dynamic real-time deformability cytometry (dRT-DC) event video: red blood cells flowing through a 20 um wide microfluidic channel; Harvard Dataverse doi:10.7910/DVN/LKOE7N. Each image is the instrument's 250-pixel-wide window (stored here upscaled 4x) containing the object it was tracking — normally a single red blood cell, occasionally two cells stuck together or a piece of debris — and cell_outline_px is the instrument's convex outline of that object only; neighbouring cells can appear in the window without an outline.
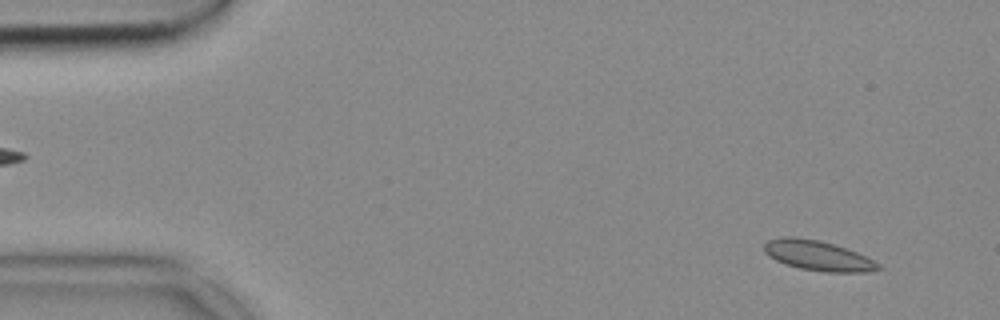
{"species": "common noctule bat (a hibernating species)", "species_latin": "Nyctalus noctula", "temperature_condition": "cold", "stored_images_in_passage": 53, "camera_frame_rate_fps": 3000, "um_per_image_px": 0.085, "animal": {"sex": "female", "body_mass_g": 18.4}, "frame": {"image": 1, "passage_image": 4, "time_ms": 1.0, "image_size_px": [1000, 320], "cell_outline_px": [[884, 268], [864, 272], [824, 272], [800, 268], [784, 264], [776, 260], [764, 252], [764, 244], [768, 240], [780, 236], [792, 236], [820, 240], [856, 252], [880, 264]], "centroid_in_image_um": [69.49, 21.72], "position_along_channel_um": 15.5, "area_um2": 19.88}}
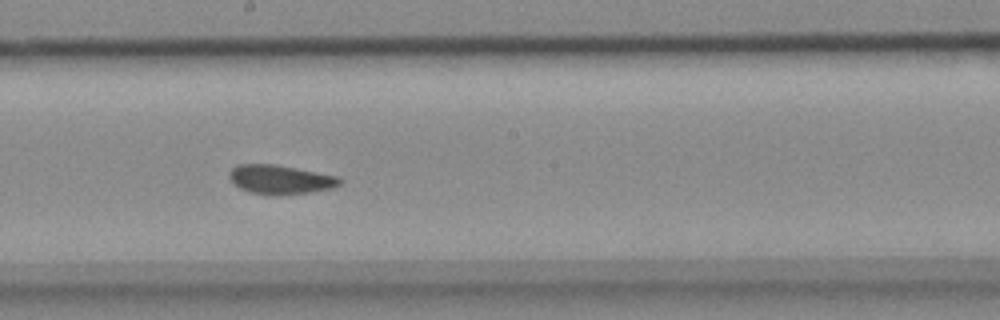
{"frame": {"image": 2, "passage_image": 29, "time_ms": 9.333, "image_size_px": [1000, 320], "cell_outline_px": [[344, 180], [340, 184], [332, 188], [308, 192], [276, 196], [252, 192], [240, 188], [228, 176], [228, 172], [232, 168], [240, 164], [276, 164], [340, 176]], "centroid_in_image_um": [23.87, 15.25], "position_along_channel_um": 224.3, "area_um2": 18.79}}
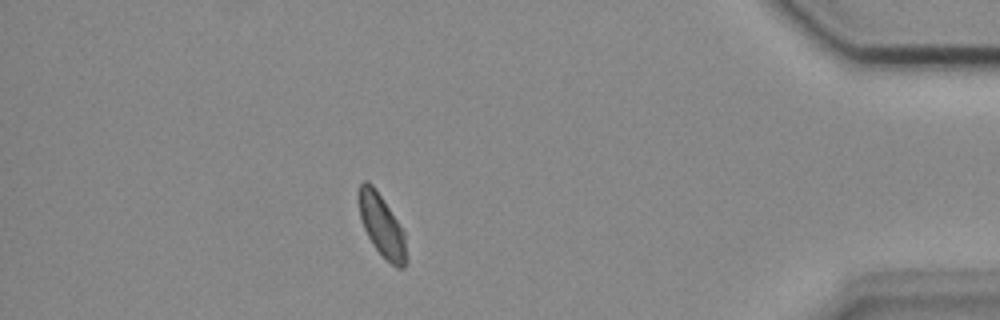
{"frame": {"image": 3, "passage_image": 47, "time_ms": 15.333, "image_size_px": [1000, 320], "cell_outline_px": [[408, 260], [404, 268], [396, 268], [372, 244], [364, 228], [360, 216], [356, 200], [356, 192], [360, 184], [364, 180], [368, 180], [372, 184], [404, 232]], "centroid_in_image_um": [32.42, 19.16], "position_along_channel_um": 402.8, "area_um2": 17.22}}